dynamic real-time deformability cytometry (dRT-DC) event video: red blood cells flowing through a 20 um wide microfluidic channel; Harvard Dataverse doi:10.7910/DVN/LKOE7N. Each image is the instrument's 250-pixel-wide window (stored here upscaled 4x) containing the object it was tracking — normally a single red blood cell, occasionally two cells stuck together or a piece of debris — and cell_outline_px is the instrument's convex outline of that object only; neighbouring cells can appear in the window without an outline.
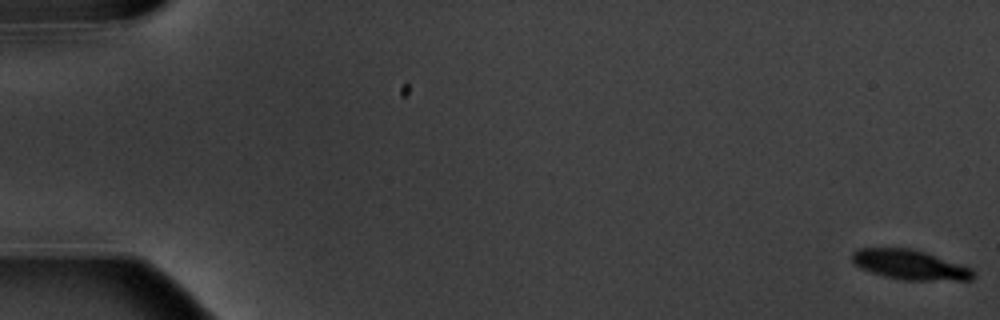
{"species": "common noctule bat (a hibernating species)", "species_latin": "Nyctalus noctula", "temperature_condition": "warm", "stored_images_in_passage": 5, "camera_frame_rate_fps": 3000, "um_per_image_px": 0.085, "animal": {"sex": "male", "body_mass_g": 20.1, "forearm_length_mm": 53.5}, "frame": {"image": 1, "passage_image": 1, "time_ms": 0.0, "image_size_px": [1000, 320], "cell_outline_px": [[976, 272], [972, 280], [904, 280], [884, 276], [860, 268], [852, 264], [852, 252], [856, 248], [912, 248], [972, 268]], "centroid_in_image_um": [77.32, 22.5], "position_along_channel_um": 7.7, "area_um2": 21.04}}
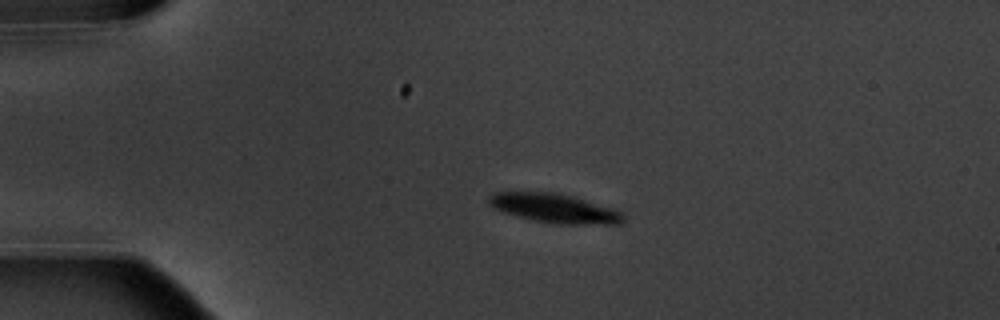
{"frame": {"image": 2, "passage_image": 4, "time_ms": 4.333, "image_size_px": [1000, 320], "cell_outline_px": [[624, 224], [552, 224], [532, 220], [504, 212], [492, 208], [488, 204], [488, 196], [496, 192], [556, 192], [612, 208], [624, 212]], "centroid_in_image_um": [47.13, 17.72], "position_along_channel_um": 37.9, "area_um2": 22.89}}